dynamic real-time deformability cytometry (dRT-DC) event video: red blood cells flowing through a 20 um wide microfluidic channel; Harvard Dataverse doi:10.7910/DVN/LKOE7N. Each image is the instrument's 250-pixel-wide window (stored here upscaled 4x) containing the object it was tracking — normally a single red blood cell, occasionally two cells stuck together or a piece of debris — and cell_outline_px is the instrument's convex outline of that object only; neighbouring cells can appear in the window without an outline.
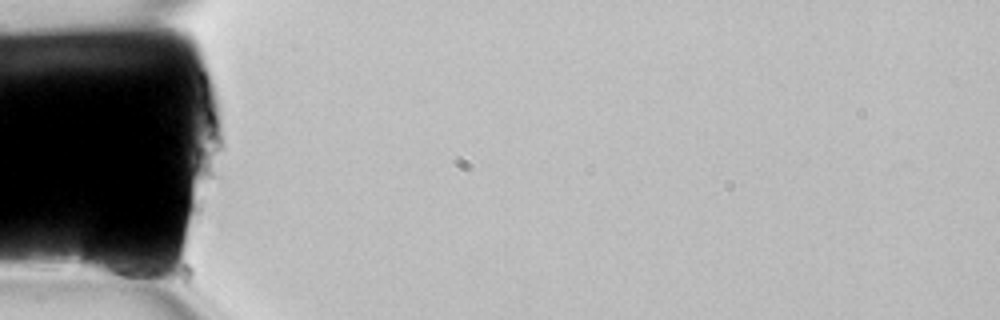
{"species": "common noctule bat (a hibernating species)", "species_latin": "Nyctalus noctula", "temperature_condition": "room temperature", "stored_images_in_passage": 4, "camera_frame_rate_fps": 3000, "um_per_image_px": 0.085, "animal": {"sex": "female", "body_mass_g": 22.7, "forearm_length_mm": 54.2}, "frame": {"image": 1, "passage_image": 1, "time_ms": 0.0, "image_size_px": [1000, 320], "cell_outline_px": [[156, 272], [144, 288], [88, 272], [80, 264], [80, 260], [88, 232], [92, 224], [96, 224], [152, 268]], "centroid_in_image_um": [9.64, 22.06], "position_along_channel_um": 75.4, "area_um2": 18.44}}